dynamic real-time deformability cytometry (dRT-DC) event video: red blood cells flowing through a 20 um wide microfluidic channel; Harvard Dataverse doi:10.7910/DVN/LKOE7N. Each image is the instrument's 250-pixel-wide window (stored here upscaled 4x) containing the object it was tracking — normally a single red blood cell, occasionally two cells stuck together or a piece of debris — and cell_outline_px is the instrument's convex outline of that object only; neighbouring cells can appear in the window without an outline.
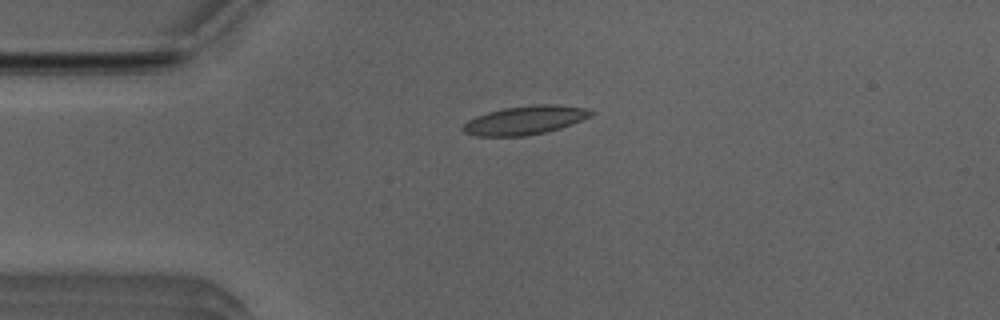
{"species": "Egyptian fruit bat (a non-hibernating species)", "species_latin": "Rousettus aegyptiacus", "temperature_condition": "room temperature", "stored_images_in_passage": 52, "camera_frame_rate_fps": 3000, "um_per_image_px": 0.085, "animal": {"sex": "male"}, "frame": {"image": 1, "passage_image": 12, "time_ms": 3.667, "image_size_px": [1000, 320], "cell_outline_px": [[596, 112], [592, 116], [572, 124], [560, 128], [544, 132], [524, 136], [476, 136], [464, 132], [460, 128], [468, 120], [476, 116], [488, 112], [504, 108], [540, 104], [552, 104], [584, 108]], "centroid_in_image_um": [44.62, 10.22], "position_along_channel_um": 40.4, "area_um2": 21.27}}
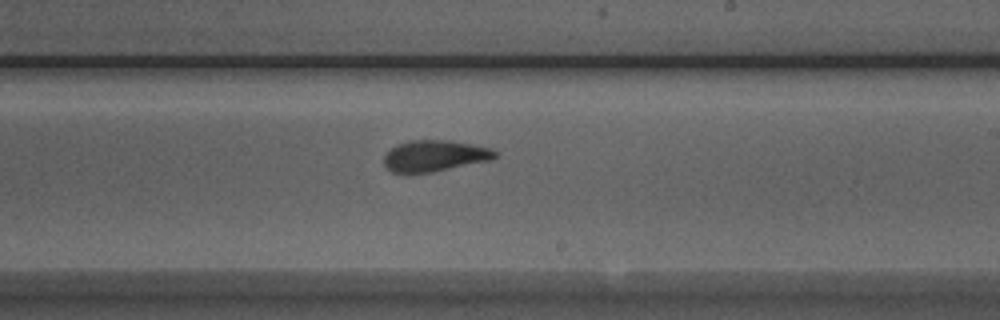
{"frame": {"image": 2, "passage_image": 30, "time_ms": 9.667, "image_size_px": [1000, 320], "cell_outline_px": [[496, 156], [492, 160], [432, 172], [392, 172], [384, 164], [384, 156], [392, 148], [400, 144], [412, 140], [452, 140], [472, 144], [488, 148], [496, 152]], "centroid_in_image_um": [36.97, 13.24], "position_along_channel_um": 252.0, "area_um2": 19.88}}
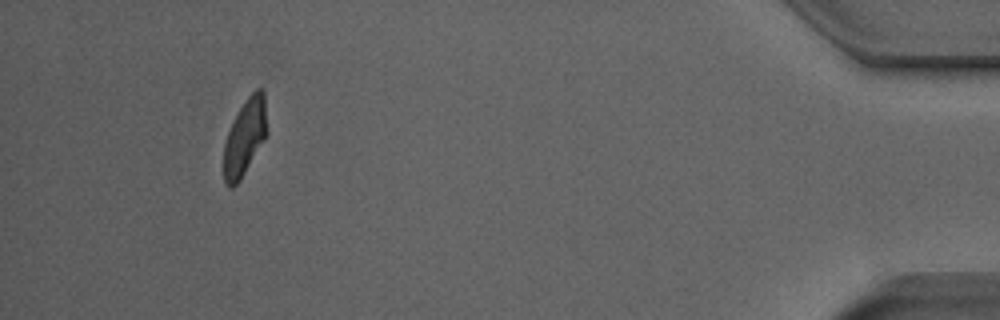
{"frame": {"image": 3, "passage_image": 48, "time_ms": 15.667, "image_size_px": [1000, 320], "cell_outline_px": [[268, 132], [264, 140], [240, 180], [232, 188], [228, 188], [224, 184], [224, 144], [228, 132], [240, 108], [248, 96], [256, 88], [260, 88], [264, 92]], "centroid_in_image_um": [20.82, 11.68], "position_along_channel_um": 414.4, "area_um2": 19.13}, "authors_computed_cell_mechanics": {"area_um2": 20.4901, "velocity_mm_per_s": 3.9162, "shape_relaxation_time_tau1_ms": 5.546, "shape_relaxation_time_tau2_ms": 1.7137, "deformation_change_tau1": 0.1612, "deformation_change_tau2": 0.069}}